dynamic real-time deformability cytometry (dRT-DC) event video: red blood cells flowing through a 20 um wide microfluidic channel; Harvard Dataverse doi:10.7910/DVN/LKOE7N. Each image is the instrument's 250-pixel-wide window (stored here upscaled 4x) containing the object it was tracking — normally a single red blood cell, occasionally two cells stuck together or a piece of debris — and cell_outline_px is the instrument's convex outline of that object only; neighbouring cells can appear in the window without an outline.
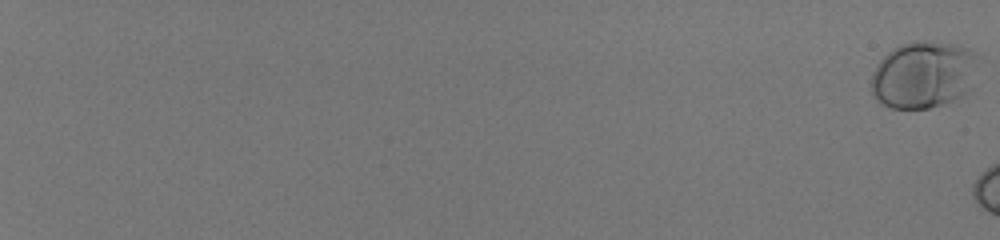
{"species": "human", "species_latin": "Homo sapiens", "temperature_condition": "room temperature", "stored_images_in_passage": 9, "camera_frame_rate_fps": 3000, "um_per_image_px": 0.085, "donor": {"sex": "male"}, "frame": {"image": 1, "passage_image": 1, "time_ms": 0.0, "image_size_px": [1000, 240], "cell_outline_px": [[980, 56], [968, 88], [956, 100], [928, 108], [892, 108], [876, 100], [872, 92], [872, 76], [880, 60], [892, 48], [900, 44], [916, 40], [932, 40], [956, 44], [968, 48], [976, 52]], "centroid_in_image_um": [78.5, 6.31], "position_along_channel_um": 6.5, "area_um2": 41.85}}